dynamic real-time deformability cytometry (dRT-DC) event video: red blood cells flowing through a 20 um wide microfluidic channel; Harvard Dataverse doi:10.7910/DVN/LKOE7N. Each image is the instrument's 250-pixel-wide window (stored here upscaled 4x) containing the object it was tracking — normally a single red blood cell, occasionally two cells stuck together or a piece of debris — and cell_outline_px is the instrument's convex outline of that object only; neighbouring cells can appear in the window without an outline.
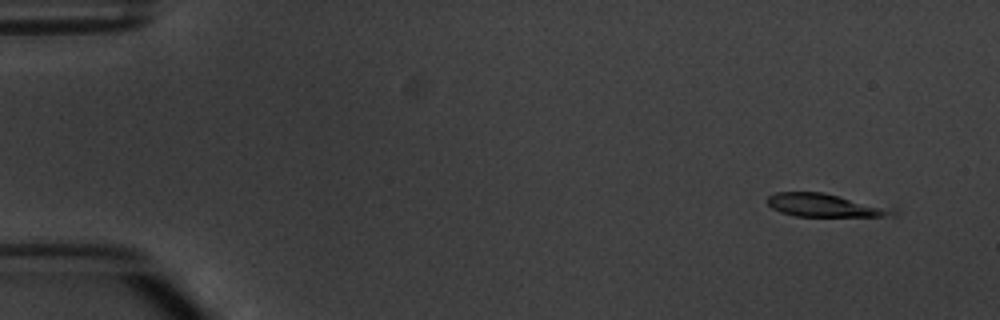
{"species": "common noctule bat (a hibernating species)", "species_latin": "Nyctalus noctula", "temperature_condition": "warm", "stored_images_in_passage": 5, "camera_frame_rate_fps": 3000, "um_per_image_px": 0.085, "animal": {"sex": "male", "body_mass_g": 20.1, "forearm_length_mm": 53.5}, "frame": {"image": 1, "passage_image": 2, "time_ms": 1.333, "image_size_px": [1000, 320], "cell_outline_px": [[900, 216], [796, 216], [780, 212], [772, 208], [768, 204], [768, 196], [776, 192], [824, 192], [900, 208]], "centroid_in_image_um": [70.3, 17.45], "position_along_channel_um": 14.7, "area_um2": 17.51}}
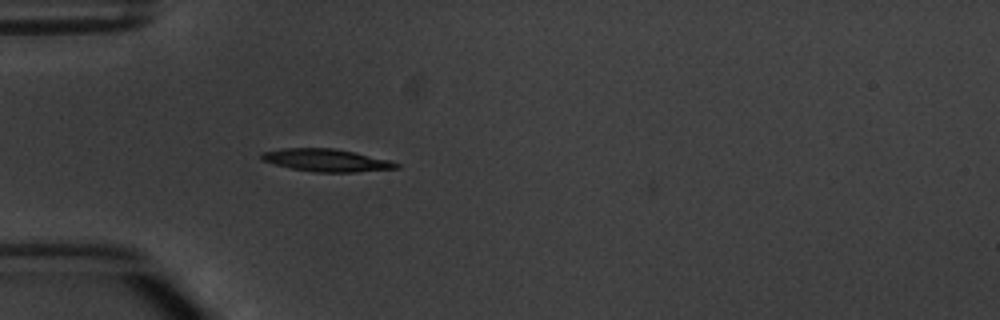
{"frame": {"image": 2, "passage_image": 5, "time_ms": 5.333, "image_size_px": [1000, 320], "cell_outline_px": [[400, 168], [356, 172], [316, 172], [292, 168], [260, 160], [260, 152], [284, 148], [332, 148], [352, 152], [388, 160], [400, 164]], "centroid_in_image_um": [27.71, 13.62], "position_along_channel_um": 57.3, "area_um2": 17.51}}